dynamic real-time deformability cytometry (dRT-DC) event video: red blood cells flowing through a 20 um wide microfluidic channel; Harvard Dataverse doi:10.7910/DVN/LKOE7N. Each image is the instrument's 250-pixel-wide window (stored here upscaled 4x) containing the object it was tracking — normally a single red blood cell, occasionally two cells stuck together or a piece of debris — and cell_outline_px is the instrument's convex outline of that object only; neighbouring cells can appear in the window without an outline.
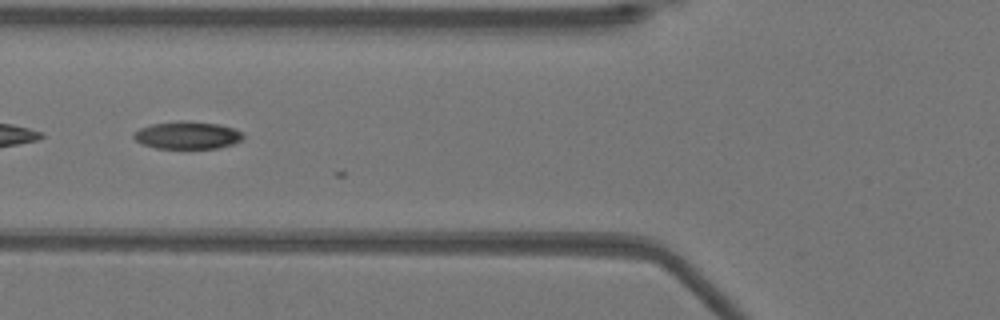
{"species": "Egyptian fruit bat (a non-hibernating species)", "species_latin": "Rousettus aegyptiacus", "temperature_condition": "warm", "stored_images_in_passage": 6, "camera_frame_rate_fps": 3000, "um_per_image_px": 0.085, "animal": {"sex": "female"}, "frame": {"image": 1, "passage_image": 4, "time_ms": 1.0, "image_size_px": [1000, 320], "cell_outline_px": [[244, 136], [240, 140], [232, 144], [216, 148], [156, 148], [140, 144], [132, 136], [132, 132], [140, 128], [152, 124], [180, 120], [220, 124], [244, 132]], "centroid_in_image_um": [15.89, 11.49], "position_along_channel_um": 109.9, "area_um2": 17.63}}